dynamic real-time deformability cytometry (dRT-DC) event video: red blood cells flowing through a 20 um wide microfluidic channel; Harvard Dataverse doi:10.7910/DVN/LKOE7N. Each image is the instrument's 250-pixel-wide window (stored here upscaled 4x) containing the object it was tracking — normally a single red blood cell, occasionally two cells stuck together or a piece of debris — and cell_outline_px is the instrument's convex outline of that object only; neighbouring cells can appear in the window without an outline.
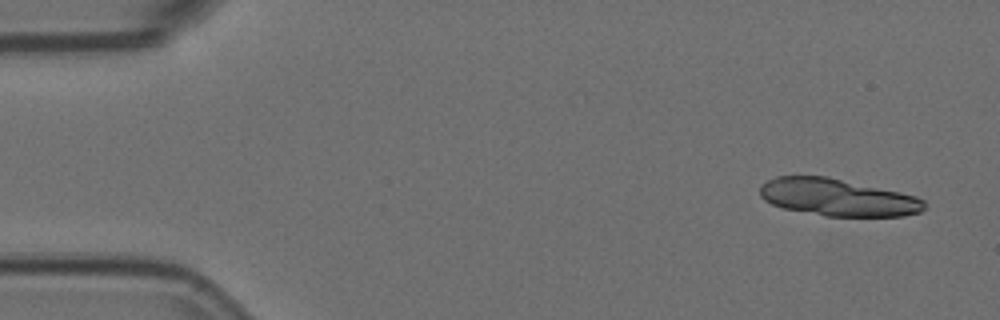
{"species": "Egyptian fruit bat (a non-hibernating species)", "species_latin": "Rousettus aegyptiacus", "temperature_condition": "room temperature", "stored_images_in_passage": 6, "camera_frame_rate_fps": 3000, "um_per_image_px": 0.085, "animal": {"sex": "female"}, "frame": {"image": 1, "passage_image": 1, "time_ms": 0.0, "image_size_px": [1000, 320], "cell_outline_px": [[928, 204], [920, 212], [904, 216], [824, 216], [784, 208], [772, 204], [764, 200], [760, 196], [760, 184], [776, 176], [828, 176], [900, 192], [916, 196], [924, 200]], "centroid_in_image_um": [71.2, 16.77], "position_along_channel_um": 13.8, "area_um2": 35.78}}
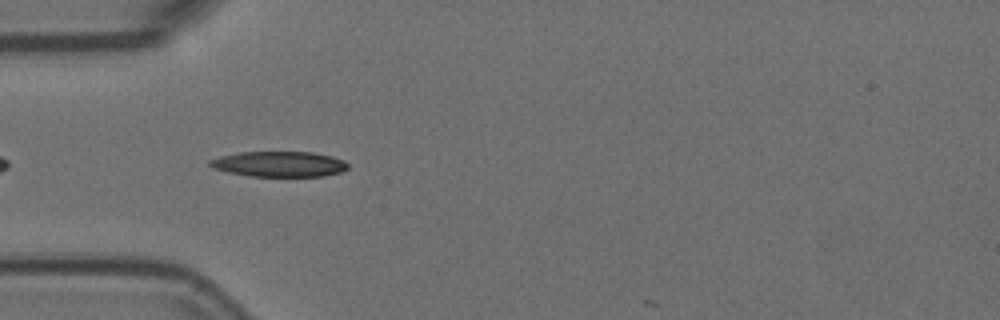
{"frame": {"image": 2, "passage_image": 5, "time_ms": 1.333, "image_size_px": [1000, 320], "cell_outline_px": [[348, 168], [340, 172], [324, 176], [248, 176], [228, 172], [212, 168], [208, 164], [208, 160], [220, 156], [240, 152], [312, 152], [332, 156], [344, 160], [348, 164]], "centroid_in_image_um": [23.71, 13.94], "position_along_channel_um": 61.3, "area_um2": 20.52}}
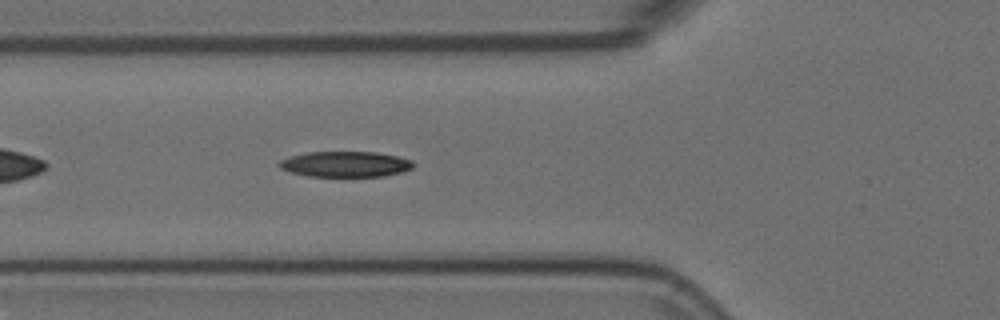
{"frame": {"image": 3, "passage_image": 6, "time_ms": 1.667, "image_size_px": [1000, 320], "cell_outline_px": [[412, 168], [404, 172], [384, 176], [308, 176], [288, 172], [280, 168], [276, 164], [280, 160], [292, 156], [308, 152], [376, 152], [396, 156], [412, 160]], "centroid_in_image_um": [29.33, 13.96], "position_along_channel_um": 96.5, "area_um2": 20.0}}